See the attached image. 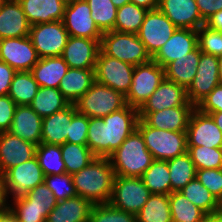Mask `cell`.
<instances>
[{"label":"cell","mask_w":222,"mask_h":222,"mask_svg":"<svg viewBox=\"0 0 222 222\" xmlns=\"http://www.w3.org/2000/svg\"><path fill=\"white\" fill-rule=\"evenodd\" d=\"M9 202V210L18 222H46L48 212L29 206V200L23 195L14 197Z\"/></svg>","instance_id":"43"},{"label":"cell","mask_w":222,"mask_h":222,"mask_svg":"<svg viewBox=\"0 0 222 222\" xmlns=\"http://www.w3.org/2000/svg\"><path fill=\"white\" fill-rule=\"evenodd\" d=\"M113 4L119 8L122 7L124 4L130 3V0H112Z\"/></svg>","instance_id":"61"},{"label":"cell","mask_w":222,"mask_h":222,"mask_svg":"<svg viewBox=\"0 0 222 222\" xmlns=\"http://www.w3.org/2000/svg\"><path fill=\"white\" fill-rule=\"evenodd\" d=\"M179 192L206 214L219 212L218 200L197 178L191 180Z\"/></svg>","instance_id":"38"},{"label":"cell","mask_w":222,"mask_h":222,"mask_svg":"<svg viewBox=\"0 0 222 222\" xmlns=\"http://www.w3.org/2000/svg\"><path fill=\"white\" fill-rule=\"evenodd\" d=\"M164 79V68L152 59L135 66L126 103L139 110Z\"/></svg>","instance_id":"7"},{"label":"cell","mask_w":222,"mask_h":222,"mask_svg":"<svg viewBox=\"0 0 222 222\" xmlns=\"http://www.w3.org/2000/svg\"><path fill=\"white\" fill-rule=\"evenodd\" d=\"M187 146L222 148V131L210 114L195 108L187 127Z\"/></svg>","instance_id":"16"},{"label":"cell","mask_w":222,"mask_h":222,"mask_svg":"<svg viewBox=\"0 0 222 222\" xmlns=\"http://www.w3.org/2000/svg\"><path fill=\"white\" fill-rule=\"evenodd\" d=\"M91 17L102 33L114 30L118 8L112 0H86Z\"/></svg>","instance_id":"41"},{"label":"cell","mask_w":222,"mask_h":222,"mask_svg":"<svg viewBox=\"0 0 222 222\" xmlns=\"http://www.w3.org/2000/svg\"><path fill=\"white\" fill-rule=\"evenodd\" d=\"M198 46L202 53L219 57L222 55V32L205 24L197 30Z\"/></svg>","instance_id":"45"},{"label":"cell","mask_w":222,"mask_h":222,"mask_svg":"<svg viewBox=\"0 0 222 222\" xmlns=\"http://www.w3.org/2000/svg\"><path fill=\"white\" fill-rule=\"evenodd\" d=\"M34 143L25 141L10 132L0 133V171L4 175L10 168L36 156Z\"/></svg>","instance_id":"18"},{"label":"cell","mask_w":222,"mask_h":222,"mask_svg":"<svg viewBox=\"0 0 222 222\" xmlns=\"http://www.w3.org/2000/svg\"><path fill=\"white\" fill-rule=\"evenodd\" d=\"M8 198L24 195L37 185L42 184L45 175L39 165L38 159L34 158L10 168L3 175Z\"/></svg>","instance_id":"12"},{"label":"cell","mask_w":222,"mask_h":222,"mask_svg":"<svg viewBox=\"0 0 222 222\" xmlns=\"http://www.w3.org/2000/svg\"><path fill=\"white\" fill-rule=\"evenodd\" d=\"M0 179H4L1 171H0Z\"/></svg>","instance_id":"64"},{"label":"cell","mask_w":222,"mask_h":222,"mask_svg":"<svg viewBox=\"0 0 222 222\" xmlns=\"http://www.w3.org/2000/svg\"><path fill=\"white\" fill-rule=\"evenodd\" d=\"M151 195L141 177L115 176L109 203L115 208L136 215Z\"/></svg>","instance_id":"8"},{"label":"cell","mask_w":222,"mask_h":222,"mask_svg":"<svg viewBox=\"0 0 222 222\" xmlns=\"http://www.w3.org/2000/svg\"><path fill=\"white\" fill-rule=\"evenodd\" d=\"M76 1H78V0H63V2H64L66 5H68V4H70V3H73V2H76Z\"/></svg>","instance_id":"63"},{"label":"cell","mask_w":222,"mask_h":222,"mask_svg":"<svg viewBox=\"0 0 222 222\" xmlns=\"http://www.w3.org/2000/svg\"><path fill=\"white\" fill-rule=\"evenodd\" d=\"M200 53L201 50L199 46H197L193 51L169 63L164 68L165 78L179 84L187 90L197 72Z\"/></svg>","instance_id":"30"},{"label":"cell","mask_w":222,"mask_h":222,"mask_svg":"<svg viewBox=\"0 0 222 222\" xmlns=\"http://www.w3.org/2000/svg\"><path fill=\"white\" fill-rule=\"evenodd\" d=\"M137 222H172L169 195L152 194L136 214Z\"/></svg>","instance_id":"35"},{"label":"cell","mask_w":222,"mask_h":222,"mask_svg":"<svg viewBox=\"0 0 222 222\" xmlns=\"http://www.w3.org/2000/svg\"><path fill=\"white\" fill-rule=\"evenodd\" d=\"M138 109L128 104L105 117L89 118L87 146L96 157L108 158L137 128Z\"/></svg>","instance_id":"1"},{"label":"cell","mask_w":222,"mask_h":222,"mask_svg":"<svg viewBox=\"0 0 222 222\" xmlns=\"http://www.w3.org/2000/svg\"><path fill=\"white\" fill-rule=\"evenodd\" d=\"M29 37L39 58H44L61 56L69 33L61 20L31 25Z\"/></svg>","instance_id":"10"},{"label":"cell","mask_w":222,"mask_h":222,"mask_svg":"<svg viewBox=\"0 0 222 222\" xmlns=\"http://www.w3.org/2000/svg\"><path fill=\"white\" fill-rule=\"evenodd\" d=\"M196 108L206 114L222 111V83L217 85Z\"/></svg>","instance_id":"51"},{"label":"cell","mask_w":222,"mask_h":222,"mask_svg":"<svg viewBox=\"0 0 222 222\" xmlns=\"http://www.w3.org/2000/svg\"><path fill=\"white\" fill-rule=\"evenodd\" d=\"M158 8L177 28L198 30L205 24L195 0H160Z\"/></svg>","instance_id":"21"},{"label":"cell","mask_w":222,"mask_h":222,"mask_svg":"<svg viewBox=\"0 0 222 222\" xmlns=\"http://www.w3.org/2000/svg\"><path fill=\"white\" fill-rule=\"evenodd\" d=\"M0 222H18V220L10 210H7L6 212L0 213Z\"/></svg>","instance_id":"57"},{"label":"cell","mask_w":222,"mask_h":222,"mask_svg":"<svg viewBox=\"0 0 222 222\" xmlns=\"http://www.w3.org/2000/svg\"><path fill=\"white\" fill-rule=\"evenodd\" d=\"M159 1L160 0H130V3H133L146 10H153L158 8Z\"/></svg>","instance_id":"56"},{"label":"cell","mask_w":222,"mask_h":222,"mask_svg":"<svg viewBox=\"0 0 222 222\" xmlns=\"http://www.w3.org/2000/svg\"><path fill=\"white\" fill-rule=\"evenodd\" d=\"M76 112L75 105L69 104L64 109L43 117L41 143L50 145H63L66 143L69 125Z\"/></svg>","instance_id":"25"},{"label":"cell","mask_w":222,"mask_h":222,"mask_svg":"<svg viewBox=\"0 0 222 222\" xmlns=\"http://www.w3.org/2000/svg\"><path fill=\"white\" fill-rule=\"evenodd\" d=\"M203 222H222V213L206 214Z\"/></svg>","instance_id":"58"},{"label":"cell","mask_w":222,"mask_h":222,"mask_svg":"<svg viewBox=\"0 0 222 222\" xmlns=\"http://www.w3.org/2000/svg\"><path fill=\"white\" fill-rule=\"evenodd\" d=\"M205 25L210 29H214L222 32V10L216 12L210 16L206 21Z\"/></svg>","instance_id":"54"},{"label":"cell","mask_w":222,"mask_h":222,"mask_svg":"<svg viewBox=\"0 0 222 222\" xmlns=\"http://www.w3.org/2000/svg\"><path fill=\"white\" fill-rule=\"evenodd\" d=\"M0 60L15 71H31L39 56L29 36L0 40Z\"/></svg>","instance_id":"13"},{"label":"cell","mask_w":222,"mask_h":222,"mask_svg":"<svg viewBox=\"0 0 222 222\" xmlns=\"http://www.w3.org/2000/svg\"><path fill=\"white\" fill-rule=\"evenodd\" d=\"M147 149L155 160L168 161L187 152V132L157 129L142 119L137 122Z\"/></svg>","instance_id":"4"},{"label":"cell","mask_w":222,"mask_h":222,"mask_svg":"<svg viewBox=\"0 0 222 222\" xmlns=\"http://www.w3.org/2000/svg\"><path fill=\"white\" fill-rule=\"evenodd\" d=\"M29 200V206L37 209L46 210L48 214L53 210L57 204V200L53 196L52 191L43 182L35 188L23 195Z\"/></svg>","instance_id":"47"},{"label":"cell","mask_w":222,"mask_h":222,"mask_svg":"<svg viewBox=\"0 0 222 222\" xmlns=\"http://www.w3.org/2000/svg\"><path fill=\"white\" fill-rule=\"evenodd\" d=\"M101 39L69 36L61 57L69 68L95 69Z\"/></svg>","instance_id":"17"},{"label":"cell","mask_w":222,"mask_h":222,"mask_svg":"<svg viewBox=\"0 0 222 222\" xmlns=\"http://www.w3.org/2000/svg\"><path fill=\"white\" fill-rule=\"evenodd\" d=\"M218 59V73H219V81L222 83V55L217 57Z\"/></svg>","instance_id":"60"},{"label":"cell","mask_w":222,"mask_h":222,"mask_svg":"<svg viewBox=\"0 0 222 222\" xmlns=\"http://www.w3.org/2000/svg\"><path fill=\"white\" fill-rule=\"evenodd\" d=\"M30 26L18 0H0V40L29 36Z\"/></svg>","instance_id":"23"},{"label":"cell","mask_w":222,"mask_h":222,"mask_svg":"<svg viewBox=\"0 0 222 222\" xmlns=\"http://www.w3.org/2000/svg\"><path fill=\"white\" fill-rule=\"evenodd\" d=\"M169 175L168 162L154 159L141 176V179L152 194L169 195L171 193Z\"/></svg>","instance_id":"32"},{"label":"cell","mask_w":222,"mask_h":222,"mask_svg":"<svg viewBox=\"0 0 222 222\" xmlns=\"http://www.w3.org/2000/svg\"><path fill=\"white\" fill-rule=\"evenodd\" d=\"M69 104L59 89L40 87L29 106L43 118L64 109Z\"/></svg>","instance_id":"31"},{"label":"cell","mask_w":222,"mask_h":222,"mask_svg":"<svg viewBox=\"0 0 222 222\" xmlns=\"http://www.w3.org/2000/svg\"><path fill=\"white\" fill-rule=\"evenodd\" d=\"M93 204L81 196L57 201L46 222H89Z\"/></svg>","instance_id":"27"},{"label":"cell","mask_w":222,"mask_h":222,"mask_svg":"<svg viewBox=\"0 0 222 222\" xmlns=\"http://www.w3.org/2000/svg\"><path fill=\"white\" fill-rule=\"evenodd\" d=\"M171 192H179L196 178V168L188 152L168 160Z\"/></svg>","instance_id":"33"},{"label":"cell","mask_w":222,"mask_h":222,"mask_svg":"<svg viewBox=\"0 0 222 222\" xmlns=\"http://www.w3.org/2000/svg\"><path fill=\"white\" fill-rule=\"evenodd\" d=\"M135 66L105 55L99 50L95 65V81L115 91L128 94Z\"/></svg>","instance_id":"9"},{"label":"cell","mask_w":222,"mask_h":222,"mask_svg":"<svg viewBox=\"0 0 222 222\" xmlns=\"http://www.w3.org/2000/svg\"><path fill=\"white\" fill-rule=\"evenodd\" d=\"M77 112L89 118L105 117L127 105L126 97L95 81L92 87L74 103Z\"/></svg>","instance_id":"6"},{"label":"cell","mask_w":222,"mask_h":222,"mask_svg":"<svg viewBox=\"0 0 222 222\" xmlns=\"http://www.w3.org/2000/svg\"><path fill=\"white\" fill-rule=\"evenodd\" d=\"M36 157L45 176L66 173L60 145L40 143L36 147Z\"/></svg>","instance_id":"39"},{"label":"cell","mask_w":222,"mask_h":222,"mask_svg":"<svg viewBox=\"0 0 222 222\" xmlns=\"http://www.w3.org/2000/svg\"><path fill=\"white\" fill-rule=\"evenodd\" d=\"M42 119L29 105H17L8 132L39 145L42 135Z\"/></svg>","instance_id":"24"},{"label":"cell","mask_w":222,"mask_h":222,"mask_svg":"<svg viewBox=\"0 0 222 222\" xmlns=\"http://www.w3.org/2000/svg\"><path fill=\"white\" fill-rule=\"evenodd\" d=\"M199 13L204 21L222 10V0H195Z\"/></svg>","instance_id":"52"},{"label":"cell","mask_w":222,"mask_h":222,"mask_svg":"<svg viewBox=\"0 0 222 222\" xmlns=\"http://www.w3.org/2000/svg\"><path fill=\"white\" fill-rule=\"evenodd\" d=\"M196 170L222 168V148H208L206 146H187Z\"/></svg>","instance_id":"42"},{"label":"cell","mask_w":222,"mask_h":222,"mask_svg":"<svg viewBox=\"0 0 222 222\" xmlns=\"http://www.w3.org/2000/svg\"><path fill=\"white\" fill-rule=\"evenodd\" d=\"M61 146L66 173L73 175L89 165L96 157L87 145L66 142Z\"/></svg>","instance_id":"37"},{"label":"cell","mask_w":222,"mask_h":222,"mask_svg":"<svg viewBox=\"0 0 222 222\" xmlns=\"http://www.w3.org/2000/svg\"><path fill=\"white\" fill-rule=\"evenodd\" d=\"M172 222H203L206 213L191 203L181 192L169 194Z\"/></svg>","instance_id":"36"},{"label":"cell","mask_w":222,"mask_h":222,"mask_svg":"<svg viewBox=\"0 0 222 222\" xmlns=\"http://www.w3.org/2000/svg\"><path fill=\"white\" fill-rule=\"evenodd\" d=\"M71 176L78 196L92 204L109 203L116 176L109 158L95 157L89 165Z\"/></svg>","instance_id":"2"},{"label":"cell","mask_w":222,"mask_h":222,"mask_svg":"<svg viewBox=\"0 0 222 222\" xmlns=\"http://www.w3.org/2000/svg\"><path fill=\"white\" fill-rule=\"evenodd\" d=\"M100 50L112 58L119 59L133 66L149 62L152 58L145 45L134 33L109 31L103 33Z\"/></svg>","instance_id":"5"},{"label":"cell","mask_w":222,"mask_h":222,"mask_svg":"<svg viewBox=\"0 0 222 222\" xmlns=\"http://www.w3.org/2000/svg\"><path fill=\"white\" fill-rule=\"evenodd\" d=\"M108 158L115 175L123 177H141L154 160L137 128Z\"/></svg>","instance_id":"3"},{"label":"cell","mask_w":222,"mask_h":222,"mask_svg":"<svg viewBox=\"0 0 222 222\" xmlns=\"http://www.w3.org/2000/svg\"><path fill=\"white\" fill-rule=\"evenodd\" d=\"M16 106L9 95H0V133L9 131Z\"/></svg>","instance_id":"50"},{"label":"cell","mask_w":222,"mask_h":222,"mask_svg":"<svg viewBox=\"0 0 222 222\" xmlns=\"http://www.w3.org/2000/svg\"><path fill=\"white\" fill-rule=\"evenodd\" d=\"M30 25L61 21L66 4L63 0H18Z\"/></svg>","instance_id":"26"},{"label":"cell","mask_w":222,"mask_h":222,"mask_svg":"<svg viewBox=\"0 0 222 222\" xmlns=\"http://www.w3.org/2000/svg\"><path fill=\"white\" fill-rule=\"evenodd\" d=\"M197 46V30L177 28L170 39L152 57V60L165 68L169 63L193 51Z\"/></svg>","instance_id":"19"},{"label":"cell","mask_w":222,"mask_h":222,"mask_svg":"<svg viewBox=\"0 0 222 222\" xmlns=\"http://www.w3.org/2000/svg\"><path fill=\"white\" fill-rule=\"evenodd\" d=\"M219 84L217 57L201 52L197 72L187 89L189 102L196 107Z\"/></svg>","instance_id":"15"},{"label":"cell","mask_w":222,"mask_h":222,"mask_svg":"<svg viewBox=\"0 0 222 222\" xmlns=\"http://www.w3.org/2000/svg\"><path fill=\"white\" fill-rule=\"evenodd\" d=\"M16 71L0 60V95H8L9 88Z\"/></svg>","instance_id":"53"},{"label":"cell","mask_w":222,"mask_h":222,"mask_svg":"<svg viewBox=\"0 0 222 222\" xmlns=\"http://www.w3.org/2000/svg\"><path fill=\"white\" fill-rule=\"evenodd\" d=\"M209 114L211 115L219 129L222 131V111L211 112Z\"/></svg>","instance_id":"59"},{"label":"cell","mask_w":222,"mask_h":222,"mask_svg":"<svg viewBox=\"0 0 222 222\" xmlns=\"http://www.w3.org/2000/svg\"><path fill=\"white\" fill-rule=\"evenodd\" d=\"M148 10L133 3L119 7L116 14L114 31L137 34Z\"/></svg>","instance_id":"40"},{"label":"cell","mask_w":222,"mask_h":222,"mask_svg":"<svg viewBox=\"0 0 222 222\" xmlns=\"http://www.w3.org/2000/svg\"><path fill=\"white\" fill-rule=\"evenodd\" d=\"M68 69V64L61 56H53L39 58L30 72L40 87L58 89L60 81Z\"/></svg>","instance_id":"29"},{"label":"cell","mask_w":222,"mask_h":222,"mask_svg":"<svg viewBox=\"0 0 222 222\" xmlns=\"http://www.w3.org/2000/svg\"><path fill=\"white\" fill-rule=\"evenodd\" d=\"M62 21L69 36L101 39L103 35L91 17V10L86 0L66 5Z\"/></svg>","instance_id":"14"},{"label":"cell","mask_w":222,"mask_h":222,"mask_svg":"<svg viewBox=\"0 0 222 222\" xmlns=\"http://www.w3.org/2000/svg\"><path fill=\"white\" fill-rule=\"evenodd\" d=\"M176 29L177 27L157 8L147 11L137 35L152 58Z\"/></svg>","instance_id":"11"},{"label":"cell","mask_w":222,"mask_h":222,"mask_svg":"<svg viewBox=\"0 0 222 222\" xmlns=\"http://www.w3.org/2000/svg\"><path fill=\"white\" fill-rule=\"evenodd\" d=\"M195 106H176L156 112H138L139 118L148 126L170 130L187 131L190 116Z\"/></svg>","instance_id":"22"},{"label":"cell","mask_w":222,"mask_h":222,"mask_svg":"<svg viewBox=\"0 0 222 222\" xmlns=\"http://www.w3.org/2000/svg\"><path fill=\"white\" fill-rule=\"evenodd\" d=\"M40 86L30 71H16L13 76L8 95L16 105H29Z\"/></svg>","instance_id":"34"},{"label":"cell","mask_w":222,"mask_h":222,"mask_svg":"<svg viewBox=\"0 0 222 222\" xmlns=\"http://www.w3.org/2000/svg\"><path fill=\"white\" fill-rule=\"evenodd\" d=\"M8 194L5 186L4 179H0V213L9 210Z\"/></svg>","instance_id":"55"},{"label":"cell","mask_w":222,"mask_h":222,"mask_svg":"<svg viewBox=\"0 0 222 222\" xmlns=\"http://www.w3.org/2000/svg\"><path fill=\"white\" fill-rule=\"evenodd\" d=\"M89 126V117L76 112L69 125L67 142L78 145H87V132Z\"/></svg>","instance_id":"48"},{"label":"cell","mask_w":222,"mask_h":222,"mask_svg":"<svg viewBox=\"0 0 222 222\" xmlns=\"http://www.w3.org/2000/svg\"><path fill=\"white\" fill-rule=\"evenodd\" d=\"M176 106L194 105L189 102L184 87L165 78L138 112H156Z\"/></svg>","instance_id":"20"},{"label":"cell","mask_w":222,"mask_h":222,"mask_svg":"<svg viewBox=\"0 0 222 222\" xmlns=\"http://www.w3.org/2000/svg\"><path fill=\"white\" fill-rule=\"evenodd\" d=\"M196 178L218 201L220 200L222 197V168L198 169L196 170Z\"/></svg>","instance_id":"49"},{"label":"cell","mask_w":222,"mask_h":222,"mask_svg":"<svg viewBox=\"0 0 222 222\" xmlns=\"http://www.w3.org/2000/svg\"><path fill=\"white\" fill-rule=\"evenodd\" d=\"M94 82V69L69 68L61 79L58 89L70 104H74L92 87Z\"/></svg>","instance_id":"28"},{"label":"cell","mask_w":222,"mask_h":222,"mask_svg":"<svg viewBox=\"0 0 222 222\" xmlns=\"http://www.w3.org/2000/svg\"><path fill=\"white\" fill-rule=\"evenodd\" d=\"M44 183L52 191L57 201L76 196L72 176L68 173L45 176Z\"/></svg>","instance_id":"46"},{"label":"cell","mask_w":222,"mask_h":222,"mask_svg":"<svg viewBox=\"0 0 222 222\" xmlns=\"http://www.w3.org/2000/svg\"><path fill=\"white\" fill-rule=\"evenodd\" d=\"M89 222H137L136 215L115 208L110 203L93 204Z\"/></svg>","instance_id":"44"},{"label":"cell","mask_w":222,"mask_h":222,"mask_svg":"<svg viewBox=\"0 0 222 222\" xmlns=\"http://www.w3.org/2000/svg\"><path fill=\"white\" fill-rule=\"evenodd\" d=\"M218 206H219V212L222 213V197H221L220 200L218 201Z\"/></svg>","instance_id":"62"}]
</instances>
